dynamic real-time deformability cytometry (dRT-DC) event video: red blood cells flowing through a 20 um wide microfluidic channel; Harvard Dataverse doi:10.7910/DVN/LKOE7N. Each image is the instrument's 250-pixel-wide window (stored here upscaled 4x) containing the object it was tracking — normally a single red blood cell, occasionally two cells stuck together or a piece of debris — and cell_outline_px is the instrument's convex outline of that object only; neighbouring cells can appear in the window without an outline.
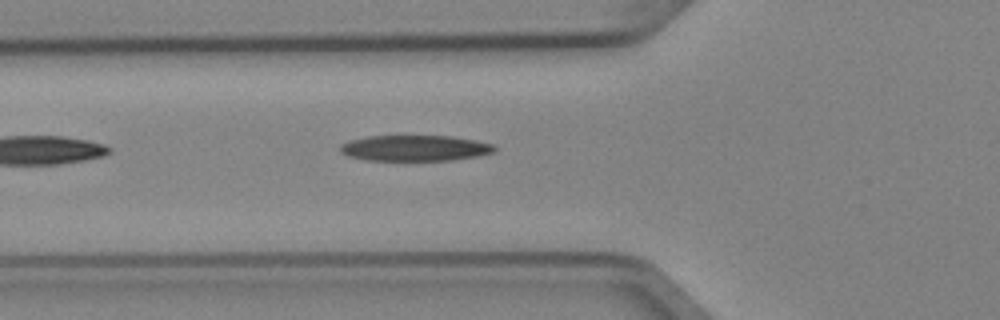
{"species": "Egyptian fruit bat (a non-hibernating species)", "species_latin": "Rousettus aegyptiacus", "temperature_condition": "cold", "stored_images_in_passage": 5, "camera_frame_rate_fps": 3000, "um_per_image_px": 0.085, "animal": {"sex": "female"}, "frame": {"image": 1, "passage_image": 5, "time_ms": 1.333, "image_size_px": [1000, 320], "cell_outline_px": [[496, 148], [492, 152], [476, 156], [452, 160], [368, 160], [348, 156], [340, 152], [340, 144], [348, 140], [368, 136], [452, 136], [476, 140], [492, 144]], "centroid_in_image_um": [35.22, 12.58], "position_along_channel_um": 90.6, "area_um2": 23.12}}